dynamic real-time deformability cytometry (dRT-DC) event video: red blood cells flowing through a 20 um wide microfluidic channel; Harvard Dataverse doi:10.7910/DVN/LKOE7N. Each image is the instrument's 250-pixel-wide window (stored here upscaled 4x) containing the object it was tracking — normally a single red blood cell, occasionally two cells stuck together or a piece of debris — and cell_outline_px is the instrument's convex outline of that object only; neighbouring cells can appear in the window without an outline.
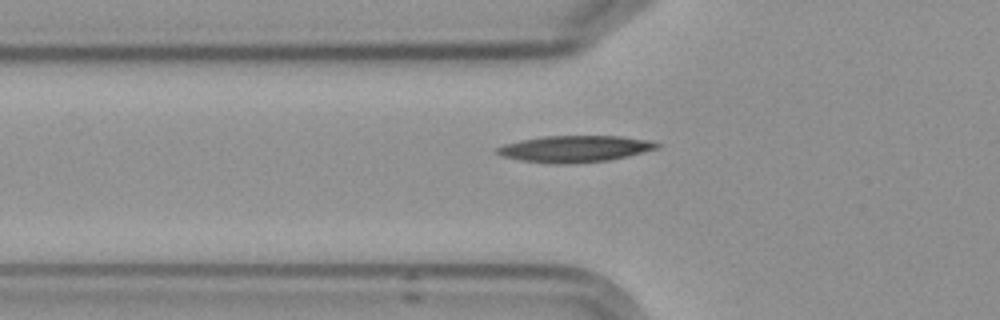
{"species": "Egyptian fruit bat (a non-hibernating species)", "species_latin": "Rousettus aegyptiacus", "temperature_condition": "cold", "stored_images_in_passage": 4, "camera_frame_rate_fps": 3000, "um_per_image_px": 0.085, "frame": {"image": 1, "passage_image": 4, "time_ms": 3.333, "image_size_px": [1000, 320], "cell_outline_px": [[664, 144], [660, 148], [628, 156], [608, 160], [568, 164], [552, 164], [520, 160], [500, 156], [496, 152], [496, 148], [504, 144], [520, 140], [544, 136], [620, 136], [656, 140]], "centroid_in_image_um": [48.93, 12.64], "position_along_channel_um": 76.9, "area_um2": 25.14}}